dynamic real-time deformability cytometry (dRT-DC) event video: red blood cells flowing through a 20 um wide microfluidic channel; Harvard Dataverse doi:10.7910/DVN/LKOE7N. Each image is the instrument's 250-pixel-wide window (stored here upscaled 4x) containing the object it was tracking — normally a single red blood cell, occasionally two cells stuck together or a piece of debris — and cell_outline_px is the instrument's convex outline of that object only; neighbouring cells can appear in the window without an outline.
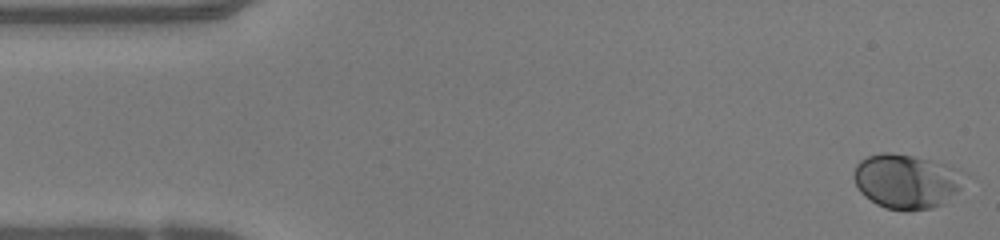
{"species": "human", "species_latin": "Homo sapiens", "temperature_condition": "warm", "stored_images_in_passage": 49, "camera_frame_rate_fps": 3000, "um_per_image_px": 0.085, "donor": {"sex": "female"}, "frame": {"image": 1, "passage_image": 1, "time_ms": 0.0, "image_size_px": [1000, 240], "cell_outline_px": [[960, 188], [944, 204], [932, 208], [884, 208], [876, 204], [864, 196], [860, 192], [852, 176], [856, 164], [860, 160], [868, 156], [884, 152], [888, 152], [912, 156], [944, 164], [956, 168]], "centroid_in_image_um": [76.93, 15.39], "position_along_channel_um": 8.1, "area_um2": 33.99}}
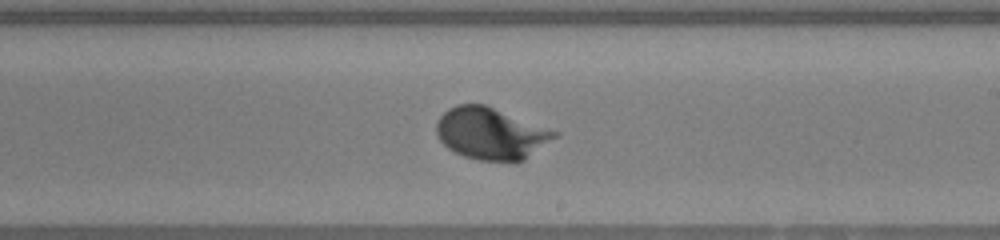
{"frame": {"image": 2, "passage_image": 28, "time_ms": 9.0, "image_size_px": [1000, 240], "cell_outline_px": [[560, 132], [556, 136], [524, 160], [480, 160], [464, 156], [448, 148], [440, 140], [436, 132], [436, 124], [440, 116], [448, 108], [456, 104], [484, 104]], "centroid_in_image_um": [41.7, 11.32], "position_along_channel_um": 247.3, "area_um2": 35.14}}
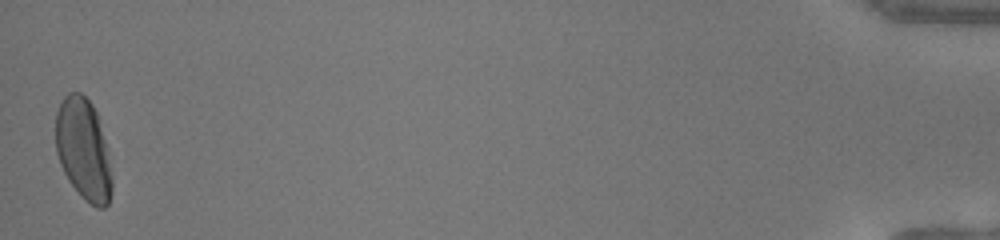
{"frame": {"image": 3, "passage_image": 49, "time_ms": 16.0, "image_size_px": [1000, 240], "cell_outline_px": [[112, 192], [108, 204], [104, 208], [96, 208], [84, 200], [80, 196], [68, 180], [60, 164], [56, 152], [56, 112], [64, 96], [68, 92], [80, 92], [92, 104], [96, 112], [104, 140], [112, 180]], "centroid_in_image_um": [7.07, 12.73], "position_along_channel_um": 428.1, "area_um2": 33.06}, "authors_computed_cell_mechanics": {"area_um2": 33.235, "velocity_mm_per_s": 4.0532, "shape_relaxation_time_tau1_ms": 3.5499, "shape_relaxation_time_tau2_ms": null, "deformation_change_tau1": 0.1708, "deformation_change_tau2": null}}